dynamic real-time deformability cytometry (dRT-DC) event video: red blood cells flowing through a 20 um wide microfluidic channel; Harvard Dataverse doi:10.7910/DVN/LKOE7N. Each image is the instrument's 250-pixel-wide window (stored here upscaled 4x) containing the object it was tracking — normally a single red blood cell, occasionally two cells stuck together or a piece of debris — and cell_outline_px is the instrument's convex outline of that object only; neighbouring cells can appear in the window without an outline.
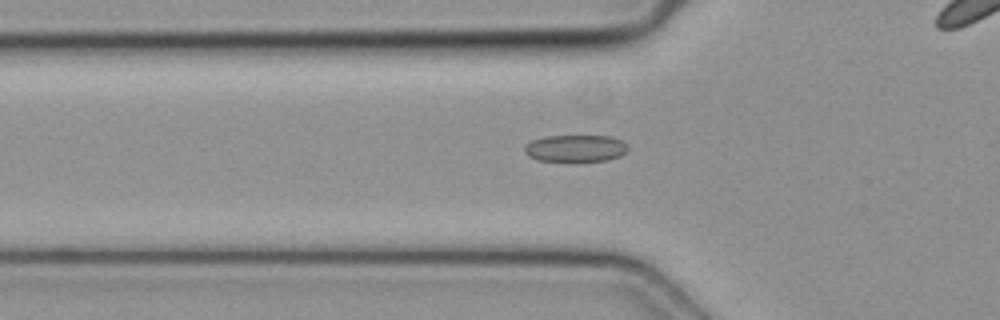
{"species": "common noctule bat (a hibernating species)", "species_latin": "Nyctalus noctula", "temperature_condition": "cold", "stored_images_in_passage": 38, "camera_frame_rate_fps": 3000, "um_per_image_px": 0.085, "animal": {"sex": "female", "body_mass_g": 19.3, "forearm_length_mm": 54.1}, "frame": {"image": 1, "passage_image": 4, "time_ms": 1.0, "image_size_px": [1000, 320], "cell_outline_px": [[628, 148], [620, 156], [608, 160], [536, 160], [528, 156], [524, 152], [524, 144], [532, 140], [544, 136], [612, 136], [628, 144]], "centroid_in_image_um": [48.89, 12.59], "position_along_channel_um": 76.9, "area_um2": 16.13}}
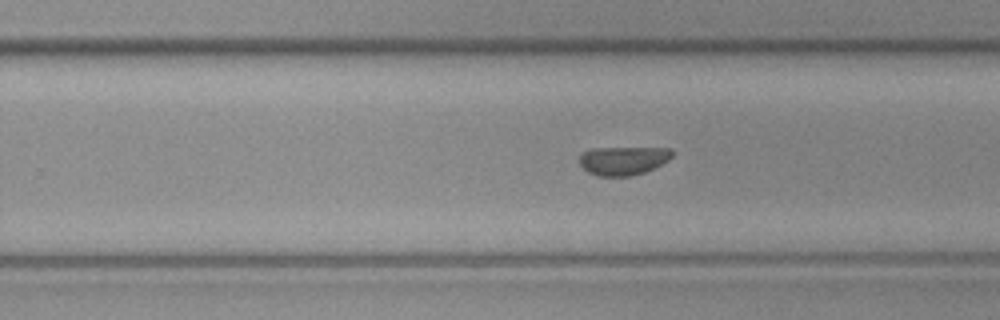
{"frame": {"image": 2, "passage_image": 19, "time_ms": 6.0, "image_size_px": [1000, 320], "cell_outline_px": [[676, 152], [668, 160], [644, 172], [628, 176], [596, 176], [588, 172], [580, 164], [580, 156], [584, 152], [592, 148], [672, 148]], "centroid_in_image_um": [52.99, 13.64], "position_along_channel_um": 276.8, "area_um2": 15.37}}
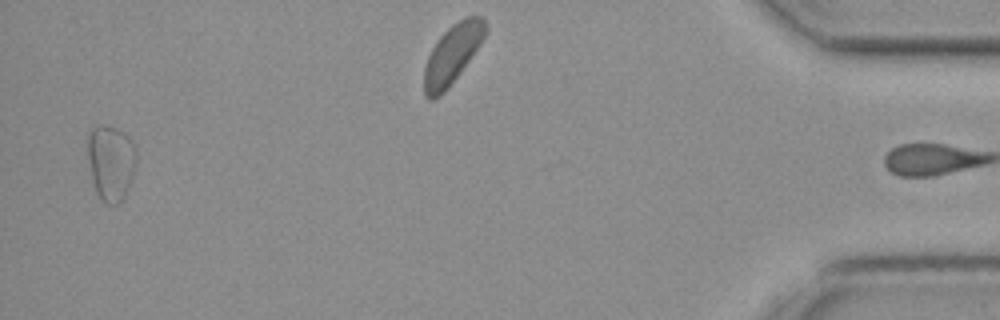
{"frame": {"image": 3, "passage_image": 37, "time_ms": 12.0, "image_size_px": [1000, 320], "cell_outline_px": [[136, 160], [132, 176], [128, 188], [124, 196], [116, 204], [108, 204], [96, 192], [88, 160], [88, 132], [96, 124], [104, 124], [116, 128], [128, 136], [136, 152]], "centroid_in_image_um": [9.41, 13.76], "position_along_channel_um": 425.8, "area_um2": 21.1}}